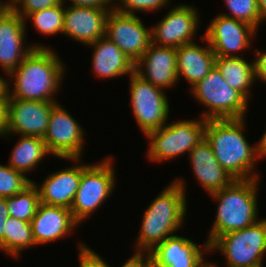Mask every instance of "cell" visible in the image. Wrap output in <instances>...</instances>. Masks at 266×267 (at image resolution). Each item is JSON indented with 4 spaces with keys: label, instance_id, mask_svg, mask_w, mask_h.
I'll list each match as a JSON object with an SVG mask.
<instances>
[{
    "label": "cell",
    "instance_id": "1",
    "mask_svg": "<svg viewBox=\"0 0 266 267\" xmlns=\"http://www.w3.org/2000/svg\"><path fill=\"white\" fill-rule=\"evenodd\" d=\"M57 53L46 48H33L22 63L8 76L14 78L8 97L22 100L56 101L54 94L62 82L65 66ZM53 96V97H52Z\"/></svg>",
    "mask_w": 266,
    "mask_h": 267
},
{
    "label": "cell",
    "instance_id": "2",
    "mask_svg": "<svg viewBox=\"0 0 266 267\" xmlns=\"http://www.w3.org/2000/svg\"><path fill=\"white\" fill-rule=\"evenodd\" d=\"M244 124L245 118L206 121L204 138L220 165L233 179L260 177L253 173L257 161L256 146H251L246 140Z\"/></svg>",
    "mask_w": 266,
    "mask_h": 267
},
{
    "label": "cell",
    "instance_id": "3",
    "mask_svg": "<svg viewBox=\"0 0 266 267\" xmlns=\"http://www.w3.org/2000/svg\"><path fill=\"white\" fill-rule=\"evenodd\" d=\"M185 182L174 180L149 204L142 218L137 251H152L182 227L187 210Z\"/></svg>",
    "mask_w": 266,
    "mask_h": 267
},
{
    "label": "cell",
    "instance_id": "4",
    "mask_svg": "<svg viewBox=\"0 0 266 267\" xmlns=\"http://www.w3.org/2000/svg\"><path fill=\"white\" fill-rule=\"evenodd\" d=\"M258 179H234L228 186L210 194L219 203L206 240L209 245L223 234L250 227L259 221Z\"/></svg>",
    "mask_w": 266,
    "mask_h": 267
},
{
    "label": "cell",
    "instance_id": "5",
    "mask_svg": "<svg viewBox=\"0 0 266 267\" xmlns=\"http://www.w3.org/2000/svg\"><path fill=\"white\" fill-rule=\"evenodd\" d=\"M190 90L208 109L201 114V118L205 120L245 118L248 100L224 80L216 65Z\"/></svg>",
    "mask_w": 266,
    "mask_h": 267
},
{
    "label": "cell",
    "instance_id": "6",
    "mask_svg": "<svg viewBox=\"0 0 266 267\" xmlns=\"http://www.w3.org/2000/svg\"><path fill=\"white\" fill-rule=\"evenodd\" d=\"M216 249L225 256L227 267H263L266 253V219L219 236L210 245V252Z\"/></svg>",
    "mask_w": 266,
    "mask_h": 267
},
{
    "label": "cell",
    "instance_id": "7",
    "mask_svg": "<svg viewBox=\"0 0 266 267\" xmlns=\"http://www.w3.org/2000/svg\"><path fill=\"white\" fill-rule=\"evenodd\" d=\"M205 119L183 120L166 124L150 131L146 137L150 146L147 155L150 161L161 162L174 159L189 152L204 139Z\"/></svg>",
    "mask_w": 266,
    "mask_h": 267
},
{
    "label": "cell",
    "instance_id": "8",
    "mask_svg": "<svg viewBox=\"0 0 266 267\" xmlns=\"http://www.w3.org/2000/svg\"><path fill=\"white\" fill-rule=\"evenodd\" d=\"M114 174L112 156L102 159L98 164H89L82 171L79 188L70 207L78 223H82L105 203L115 186Z\"/></svg>",
    "mask_w": 266,
    "mask_h": 267
},
{
    "label": "cell",
    "instance_id": "9",
    "mask_svg": "<svg viewBox=\"0 0 266 267\" xmlns=\"http://www.w3.org/2000/svg\"><path fill=\"white\" fill-rule=\"evenodd\" d=\"M129 76L133 116L142 132L147 135L167 124L169 102L162 89L146 81L135 71Z\"/></svg>",
    "mask_w": 266,
    "mask_h": 267
},
{
    "label": "cell",
    "instance_id": "10",
    "mask_svg": "<svg viewBox=\"0 0 266 267\" xmlns=\"http://www.w3.org/2000/svg\"><path fill=\"white\" fill-rule=\"evenodd\" d=\"M84 135L81 125L57 101L43 137L48 151L58 158L78 162L84 151Z\"/></svg>",
    "mask_w": 266,
    "mask_h": 267
},
{
    "label": "cell",
    "instance_id": "11",
    "mask_svg": "<svg viewBox=\"0 0 266 267\" xmlns=\"http://www.w3.org/2000/svg\"><path fill=\"white\" fill-rule=\"evenodd\" d=\"M105 36L136 63L151 44V29H147L136 14H123L110 9Z\"/></svg>",
    "mask_w": 266,
    "mask_h": 267
},
{
    "label": "cell",
    "instance_id": "12",
    "mask_svg": "<svg viewBox=\"0 0 266 267\" xmlns=\"http://www.w3.org/2000/svg\"><path fill=\"white\" fill-rule=\"evenodd\" d=\"M25 20L12 8L0 9V65L6 75L15 70L33 48H46L42 44L24 49Z\"/></svg>",
    "mask_w": 266,
    "mask_h": 267
},
{
    "label": "cell",
    "instance_id": "13",
    "mask_svg": "<svg viewBox=\"0 0 266 267\" xmlns=\"http://www.w3.org/2000/svg\"><path fill=\"white\" fill-rule=\"evenodd\" d=\"M197 8L179 4L173 7L163 19L151 28V43L158 46L178 48L194 42L199 15Z\"/></svg>",
    "mask_w": 266,
    "mask_h": 267
},
{
    "label": "cell",
    "instance_id": "14",
    "mask_svg": "<svg viewBox=\"0 0 266 267\" xmlns=\"http://www.w3.org/2000/svg\"><path fill=\"white\" fill-rule=\"evenodd\" d=\"M56 101L9 98L6 135L44 137Z\"/></svg>",
    "mask_w": 266,
    "mask_h": 267
},
{
    "label": "cell",
    "instance_id": "15",
    "mask_svg": "<svg viewBox=\"0 0 266 267\" xmlns=\"http://www.w3.org/2000/svg\"><path fill=\"white\" fill-rule=\"evenodd\" d=\"M204 37L216 56H239L234 53L247 49L257 30L251 25L219 14L208 25Z\"/></svg>",
    "mask_w": 266,
    "mask_h": 267
},
{
    "label": "cell",
    "instance_id": "16",
    "mask_svg": "<svg viewBox=\"0 0 266 267\" xmlns=\"http://www.w3.org/2000/svg\"><path fill=\"white\" fill-rule=\"evenodd\" d=\"M109 9L64 6L63 34L84 45L94 43L105 36Z\"/></svg>",
    "mask_w": 266,
    "mask_h": 267
},
{
    "label": "cell",
    "instance_id": "17",
    "mask_svg": "<svg viewBox=\"0 0 266 267\" xmlns=\"http://www.w3.org/2000/svg\"><path fill=\"white\" fill-rule=\"evenodd\" d=\"M176 60V48L151 43L143 56L135 63V72L154 86L164 90L175 86L178 81Z\"/></svg>",
    "mask_w": 266,
    "mask_h": 267
},
{
    "label": "cell",
    "instance_id": "18",
    "mask_svg": "<svg viewBox=\"0 0 266 267\" xmlns=\"http://www.w3.org/2000/svg\"><path fill=\"white\" fill-rule=\"evenodd\" d=\"M203 247L199 248L186 237L171 236L150 251L152 266L204 267L207 261H204L203 256L210 252V245L206 242Z\"/></svg>",
    "mask_w": 266,
    "mask_h": 267
},
{
    "label": "cell",
    "instance_id": "19",
    "mask_svg": "<svg viewBox=\"0 0 266 267\" xmlns=\"http://www.w3.org/2000/svg\"><path fill=\"white\" fill-rule=\"evenodd\" d=\"M78 224L69 208L46 205L41 202L31 220L36 245L48 244L65 235H70Z\"/></svg>",
    "mask_w": 266,
    "mask_h": 267
},
{
    "label": "cell",
    "instance_id": "20",
    "mask_svg": "<svg viewBox=\"0 0 266 267\" xmlns=\"http://www.w3.org/2000/svg\"><path fill=\"white\" fill-rule=\"evenodd\" d=\"M88 165L82 163L50 174L41 186L37 185L40 202L70 209L79 188L82 171Z\"/></svg>",
    "mask_w": 266,
    "mask_h": 267
},
{
    "label": "cell",
    "instance_id": "21",
    "mask_svg": "<svg viewBox=\"0 0 266 267\" xmlns=\"http://www.w3.org/2000/svg\"><path fill=\"white\" fill-rule=\"evenodd\" d=\"M189 157L196 179L209 194L234 180L220 165L205 138L189 152Z\"/></svg>",
    "mask_w": 266,
    "mask_h": 267
},
{
    "label": "cell",
    "instance_id": "22",
    "mask_svg": "<svg viewBox=\"0 0 266 267\" xmlns=\"http://www.w3.org/2000/svg\"><path fill=\"white\" fill-rule=\"evenodd\" d=\"M207 45L201 47L195 42H191L176 48L177 53V78L181 76L194 86L202 80L215 65L216 55L210 47L206 38Z\"/></svg>",
    "mask_w": 266,
    "mask_h": 267
},
{
    "label": "cell",
    "instance_id": "23",
    "mask_svg": "<svg viewBox=\"0 0 266 267\" xmlns=\"http://www.w3.org/2000/svg\"><path fill=\"white\" fill-rule=\"evenodd\" d=\"M94 48L92 68L95 75L101 78H115L129 75L135 71V63L106 36L89 44Z\"/></svg>",
    "mask_w": 266,
    "mask_h": 267
},
{
    "label": "cell",
    "instance_id": "24",
    "mask_svg": "<svg viewBox=\"0 0 266 267\" xmlns=\"http://www.w3.org/2000/svg\"><path fill=\"white\" fill-rule=\"evenodd\" d=\"M215 65L220 70L224 80L249 101L250 92L248 91L256 80L254 61L249 63L240 56H216Z\"/></svg>",
    "mask_w": 266,
    "mask_h": 267
},
{
    "label": "cell",
    "instance_id": "25",
    "mask_svg": "<svg viewBox=\"0 0 266 267\" xmlns=\"http://www.w3.org/2000/svg\"><path fill=\"white\" fill-rule=\"evenodd\" d=\"M18 141L11 152L8 165L24 175L38 166L46 155L51 154L42 137L20 136Z\"/></svg>",
    "mask_w": 266,
    "mask_h": 267
},
{
    "label": "cell",
    "instance_id": "26",
    "mask_svg": "<svg viewBox=\"0 0 266 267\" xmlns=\"http://www.w3.org/2000/svg\"><path fill=\"white\" fill-rule=\"evenodd\" d=\"M36 245L31 222L8 217L4 229V251L8 255L20 258V251Z\"/></svg>",
    "mask_w": 266,
    "mask_h": 267
},
{
    "label": "cell",
    "instance_id": "27",
    "mask_svg": "<svg viewBox=\"0 0 266 267\" xmlns=\"http://www.w3.org/2000/svg\"><path fill=\"white\" fill-rule=\"evenodd\" d=\"M40 203L37 184L32 182L18 194L7 198L10 217L31 222Z\"/></svg>",
    "mask_w": 266,
    "mask_h": 267
},
{
    "label": "cell",
    "instance_id": "28",
    "mask_svg": "<svg viewBox=\"0 0 266 267\" xmlns=\"http://www.w3.org/2000/svg\"><path fill=\"white\" fill-rule=\"evenodd\" d=\"M27 18L32 19L38 32L45 35L63 33L64 4L55 5L41 11L30 13Z\"/></svg>",
    "mask_w": 266,
    "mask_h": 267
},
{
    "label": "cell",
    "instance_id": "29",
    "mask_svg": "<svg viewBox=\"0 0 266 267\" xmlns=\"http://www.w3.org/2000/svg\"><path fill=\"white\" fill-rule=\"evenodd\" d=\"M226 7L229 9L230 14H221L223 16L234 18L236 20L245 22L256 30L261 24V16L258 9V0H224Z\"/></svg>",
    "mask_w": 266,
    "mask_h": 267
},
{
    "label": "cell",
    "instance_id": "30",
    "mask_svg": "<svg viewBox=\"0 0 266 267\" xmlns=\"http://www.w3.org/2000/svg\"><path fill=\"white\" fill-rule=\"evenodd\" d=\"M32 181L9 165L0 164V197L8 198L21 192Z\"/></svg>",
    "mask_w": 266,
    "mask_h": 267
},
{
    "label": "cell",
    "instance_id": "31",
    "mask_svg": "<svg viewBox=\"0 0 266 267\" xmlns=\"http://www.w3.org/2000/svg\"><path fill=\"white\" fill-rule=\"evenodd\" d=\"M169 0H121V2H118L120 5H118L115 10L119 13L123 14H132L134 15V12L137 11H156L158 9L161 10V8L165 7V5H168Z\"/></svg>",
    "mask_w": 266,
    "mask_h": 267
},
{
    "label": "cell",
    "instance_id": "32",
    "mask_svg": "<svg viewBox=\"0 0 266 267\" xmlns=\"http://www.w3.org/2000/svg\"><path fill=\"white\" fill-rule=\"evenodd\" d=\"M61 3L62 0H17L11 8L26 21V17L30 13L41 11Z\"/></svg>",
    "mask_w": 266,
    "mask_h": 267
},
{
    "label": "cell",
    "instance_id": "33",
    "mask_svg": "<svg viewBox=\"0 0 266 267\" xmlns=\"http://www.w3.org/2000/svg\"><path fill=\"white\" fill-rule=\"evenodd\" d=\"M86 244H78L79 246V267H110L96 252L85 246Z\"/></svg>",
    "mask_w": 266,
    "mask_h": 267
},
{
    "label": "cell",
    "instance_id": "34",
    "mask_svg": "<svg viewBox=\"0 0 266 267\" xmlns=\"http://www.w3.org/2000/svg\"><path fill=\"white\" fill-rule=\"evenodd\" d=\"M135 252L136 253L121 267H152V258L150 252L137 250Z\"/></svg>",
    "mask_w": 266,
    "mask_h": 267
},
{
    "label": "cell",
    "instance_id": "35",
    "mask_svg": "<svg viewBox=\"0 0 266 267\" xmlns=\"http://www.w3.org/2000/svg\"><path fill=\"white\" fill-rule=\"evenodd\" d=\"M258 57L254 59L255 78L260 79L262 82H266V52L261 53L255 49Z\"/></svg>",
    "mask_w": 266,
    "mask_h": 267
},
{
    "label": "cell",
    "instance_id": "36",
    "mask_svg": "<svg viewBox=\"0 0 266 267\" xmlns=\"http://www.w3.org/2000/svg\"><path fill=\"white\" fill-rule=\"evenodd\" d=\"M10 217L7 208V198L0 197V250L4 251V229Z\"/></svg>",
    "mask_w": 266,
    "mask_h": 267
},
{
    "label": "cell",
    "instance_id": "37",
    "mask_svg": "<svg viewBox=\"0 0 266 267\" xmlns=\"http://www.w3.org/2000/svg\"><path fill=\"white\" fill-rule=\"evenodd\" d=\"M9 98H0V136L6 135Z\"/></svg>",
    "mask_w": 266,
    "mask_h": 267
},
{
    "label": "cell",
    "instance_id": "38",
    "mask_svg": "<svg viewBox=\"0 0 266 267\" xmlns=\"http://www.w3.org/2000/svg\"><path fill=\"white\" fill-rule=\"evenodd\" d=\"M69 1L72 2V6L108 8L102 3L101 0H69ZM62 3L65 4V0H62Z\"/></svg>",
    "mask_w": 266,
    "mask_h": 267
},
{
    "label": "cell",
    "instance_id": "39",
    "mask_svg": "<svg viewBox=\"0 0 266 267\" xmlns=\"http://www.w3.org/2000/svg\"><path fill=\"white\" fill-rule=\"evenodd\" d=\"M255 146L257 159L259 160V158L266 157V132Z\"/></svg>",
    "mask_w": 266,
    "mask_h": 267
},
{
    "label": "cell",
    "instance_id": "40",
    "mask_svg": "<svg viewBox=\"0 0 266 267\" xmlns=\"http://www.w3.org/2000/svg\"><path fill=\"white\" fill-rule=\"evenodd\" d=\"M9 83L6 82L3 77L0 76V98H9L8 91H9Z\"/></svg>",
    "mask_w": 266,
    "mask_h": 267
},
{
    "label": "cell",
    "instance_id": "41",
    "mask_svg": "<svg viewBox=\"0 0 266 267\" xmlns=\"http://www.w3.org/2000/svg\"><path fill=\"white\" fill-rule=\"evenodd\" d=\"M258 9L261 16V22L266 19V0H258Z\"/></svg>",
    "mask_w": 266,
    "mask_h": 267
},
{
    "label": "cell",
    "instance_id": "42",
    "mask_svg": "<svg viewBox=\"0 0 266 267\" xmlns=\"http://www.w3.org/2000/svg\"><path fill=\"white\" fill-rule=\"evenodd\" d=\"M102 1V3L106 6V7H108V8H111V9H113V10H115V8L118 6V4L116 3L115 4V0H101ZM121 1V0H120ZM109 4L110 5H112V6H109Z\"/></svg>",
    "mask_w": 266,
    "mask_h": 267
},
{
    "label": "cell",
    "instance_id": "43",
    "mask_svg": "<svg viewBox=\"0 0 266 267\" xmlns=\"http://www.w3.org/2000/svg\"><path fill=\"white\" fill-rule=\"evenodd\" d=\"M17 0H8L6 3H5V7H9L11 8L15 3H16Z\"/></svg>",
    "mask_w": 266,
    "mask_h": 267
},
{
    "label": "cell",
    "instance_id": "44",
    "mask_svg": "<svg viewBox=\"0 0 266 267\" xmlns=\"http://www.w3.org/2000/svg\"><path fill=\"white\" fill-rule=\"evenodd\" d=\"M204 267H218V266H216V264H214V263H207Z\"/></svg>",
    "mask_w": 266,
    "mask_h": 267
},
{
    "label": "cell",
    "instance_id": "45",
    "mask_svg": "<svg viewBox=\"0 0 266 267\" xmlns=\"http://www.w3.org/2000/svg\"><path fill=\"white\" fill-rule=\"evenodd\" d=\"M0 5H1L2 7H5V2L3 3V1L0 0Z\"/></svg>",
    "mask_w": 266,
    "mask_h": 267
}]
</instances>
